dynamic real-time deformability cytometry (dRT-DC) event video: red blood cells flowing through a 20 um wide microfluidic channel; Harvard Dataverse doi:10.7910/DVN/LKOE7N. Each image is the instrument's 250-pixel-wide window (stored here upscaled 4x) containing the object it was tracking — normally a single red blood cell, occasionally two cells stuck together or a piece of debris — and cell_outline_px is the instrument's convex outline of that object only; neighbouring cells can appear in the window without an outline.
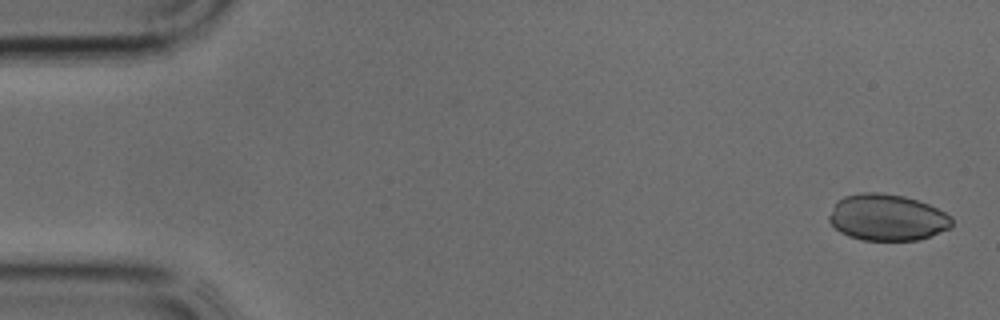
{"species": "common noctule bat (a hibernating species)", "species_latin": "Nyctalus noctula", "temperature_condition": "cold", "stored_images_in_passage": 10, "camera_frame_rate_fps": 3000, "um_per_image_px": 0.085, "animal": {"sex": "male", "body_mass_g": 17.9, "forearm_length_mm": 54.2}, "frame": {"image": 1, "passage_image": 1, "time_ms": 0.0, "image_size_px": [1000, 320], "cell_outline_px": [[952, 224], [948, 228], [928, 236], [916, 240], [860, 240], [848, 236], [840, 232], [828, 220], [828, 216], [836, 200], [844, 196], [864, 192], [880, 192], [904, 196], [928, 204], [952, 216]], "centroid_in_image_um": [75.36, 18.47], "position_along_channel_um": 9.6, "area_um2": 33.12}}